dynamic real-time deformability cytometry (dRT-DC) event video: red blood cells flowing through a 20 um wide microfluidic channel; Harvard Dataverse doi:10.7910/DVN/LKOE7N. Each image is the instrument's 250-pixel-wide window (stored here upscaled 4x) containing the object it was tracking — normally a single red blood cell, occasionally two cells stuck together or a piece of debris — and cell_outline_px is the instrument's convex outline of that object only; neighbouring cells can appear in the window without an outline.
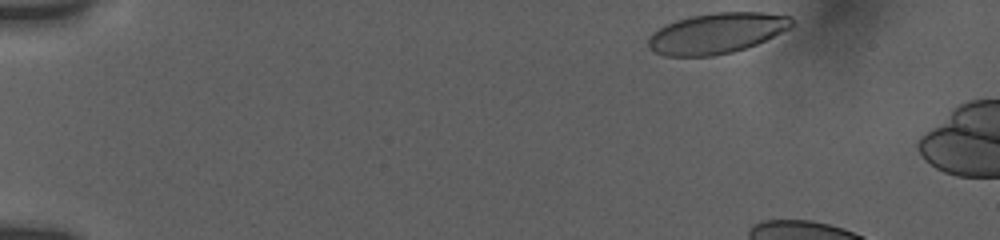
{"species": "human", "species_latin": "Homo sapiens", "temperature_condition": "room temperature", "stored_images_in_passage": 6, "camera_frame_rate_fps": 3000, "um_per_image_px": 0.085, "donor": {"sex": "female"}, "frame": {"image": 1, "passage_image": 1, "time_ms": 0.0, "image_size_px": [1000, 240], "cell_outline_px": [[792, 28], [756, 44], [732, 52], [712, 56], [664, 56], [648, 48], [648, 36], [652, 32], [676, 20], [692, 16], [716, 12], [764, 12], [792, 16]], "centroid_in_image_um": [60.93, 2.82], "position_along_channel_um": 24.1, "area_um2": 33.93}}